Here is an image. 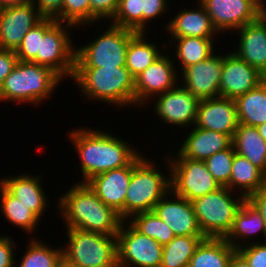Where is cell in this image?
Segmentation results:
<instances>
[{
  "mask_svg": "<svg viewBox=\"0 0 266 267\" xmlns=\"http://www.w3.org/2000/svg\"><path fill=\"white\" fill-rule=\"evenodd\" d=\"M69 135L80 158L82 183L98 174L128 166L140 154L126 140L104 130L80 126Z\"/></svg>",
  "mask_w": 266,
  "mask_h": 267,
  "instance_id": "cell-1",
  "label": "cell"
},
{
  "mask_svg": "<svg viewBox=\"0 0 266 267\" xmlns=\"http://www.w3.org/2000/svg\"><path fill=\"white\" fill-rule=\"evenodd\" d=\"M59 197L60 210L67 228L116 236L122 219L112 207L105 205L87 183H75Z\"/></svg>",
  "mask_w": 266,
  "mask_h": 267,
  "instance_id": "cell-2",
  "label": "cell"
},
{
  "mask_svg": "<svg viewBox=\"0 0 266 267\" xmlns=\"http://www.w3.org/2000/svg\"><path fill=\"white\" fill-rule=\"evenodd\" d=\"M90 100L117 107L135 106V78L125 67H74L71 78Z\"/></svg>",
  "mask_w": 266,
  "mask_h": 267,
  "instance_id": "cell-3",
  "label": "cell"
},
{
  "mask_svg": "<svg viewBox=\"0 0 266 267\" xmlns=\"http://www.w3.org/2000/svg\"><path fill=\"white\" fill-rule=\"evenodd\" d=\"M62 78L51 68L18 61L0 87V101L37 105L52 95Z\"/></svg>",
  "mask_w": 266,
  "mask_h": 267,
  "instance_id": "cell-4",
  "label": "cell"
},
{
  "mask_svg": "<svg viewBox=\"0 0 266 267\" xmlns=\"http://www.w3.org/2000/svg\"><path fill=\"white\" fill-rule=\"evenodd\" d=\"M142 155L134 159V169L124 202V221L141 212L153 211L171 190V176H165Z\"/></svg>",
  "mask_w": 266,
  "mask_h": 267,
  "instance_id": "cell-5",
  "label": "cell"
},
{
  "mask_svg": "<svg viewBox=\"0 0 266 267\" xmlns=\"http://www.w3.org/2000/svg\"><path fill=\"white\" fill-rule=\"evenodd\" d=\"M232 193L226 186H221L191 201L199 227L206 238H225L230 232L235 216L246 200L241 194L234 198Z\"/></svg>",
  "mask_w": 266,
  "mask_h": 267,
  "instance_id": "cell-6",
  "label": "cell"
},
{
  "mask_svg": "<svg viewBox=\"0 0 266 267\" xmlns=\"http://www.w3.org/2000/svg\"><path fill=\"white\" fill-rule=\"evenodd\" d=\"M68 244L62 255L78 267H118L116 236L66 228Z\"/></svg>",
  "mask_w": 266,
  "mask_h": 267,
  "instance_id": "cell-7",
  "label": "cell"
},
{
  "mask_svg": "<svg viewBox=\"0 0 266 267\" xmlns=\"http://www.w3.org/2000/svg\"><path fill=\"white\" fill-rule=\"evenodd\" d=\"M137 32L109 25L87 45L76 48L75 67H122L125 66L129 40Z\"/></svg>",
  "mask_w": 266,
  "mask_h": 267,
  "instance_id": "cell-8",
  "label": "cell"
},
{
  "mask_svg": "<svg viewBox=\"0 0 266 267\" xmlns=\"http://www.w3.org/2000/svg\"><path fill=\"white\" fill-rule=\"evenodd\" d=\"M172 157L167 156L166 164L170 169L171 191L176 195L193 201L221 187L204 161L184 158L179 152Z\"/></svg>",
  "mask_w": 266,
  "mask_h": 267,
  "instance_id": "cell-9",
  "label": "cell"
},
{
  "mask_svg": "<svg viewBox=\"0 0 266 267\" xmlns=\"http://www.w3.org/2000/svg\"><path fill=\"white\" fill-rule=\"evenodd\" d=\"M73 27L75 26L56 21L43 37H40L39 51L32 62L51 68L62 79L69 76L71 79L76 49L68 31Z\"/></svg>",
  "mask_w": 266,
  "mask_h": 267,
  "instance_id": "cell-10",
  "label": "cell"
},
{
  "mask_svg": "<svg viewBox=\"0 0 266 267\" xmlns=\"http://www.w3.org/2000/svg\"><path fill=\"white\" fill-rule=\"evenodd\" d=\"M124 222L116 235L118 267H160L163 246Z\"/></svg>",
  "mask_w": 266,
  "mask_h": 267,
  "instance_id": "cell-11",
  "label": "cell"
},
{
  "mask_svg": "<svg viewBox=\"0 0 266 267\" xmlns=\"http://www.w3.org/2000/svg\"><path fill=\"white\" fill-rule=\"evenodd\" d=\"M218 33L238 30L257 20L264 11L252 0H199Z\"/></svg>",
  "mask_w": 266,
  "mask_h": 267,
  "instance_id": "cell-12",
  "label": "cell"
},
{
  "mask_svg": "<svg viewBox=\"0 0 266 267\" xmlns=\"http://www.w3.org/2000/svg\"><path fill=\"white\" fill-rule=\"evenodd\" d=\"M165 54L167 53L164 51V54L135 78V106L144 105L154 95L152 99L179 84L174 62Z\"/></svg>",
  "mask_w": 266,
  "mask_h": 267,
  "instance_id": "cell-13",
  "label": "cell"
},
{
  "mask_svg": "<svg viewBox=\"0 0 266 267\" xmlns=\"http://www.w3.org/2000/svg\"><path fill=\"white\" fill-rule=\"evenodd\" d=\"M156 98L154 111L165 124L181 128L195 125L200 101L182 85H177L174 89L157 95Z\"/></svg>",
  "mask_w": 266,
  "mask_h": 267,
  "instance_id": "cell-14",
  "label": "cell"
},
{
  "mask_svg": "<svg viewBox=\"0 0 266 267\" xmlns=\"http://www.w3.org/2000/svg\"><path fill=\"white\" fill-rule=\"evenodd\" d=\"M266 76L233 51L223 55V69L219 85L220 97L236 99L259 86Z\"/></svg>",
  "mask_w": 266,
  "mask_h": 267,
  "instance_id": "cell-15",
  "label": "cell"
},
{
  "mask_svg": "<svg viewBox=\"0 0 266 267\" xmlns=\"http://www.w3.org/2000/svg\"><path fill=\"white\" fill-rule=\"evenodd\" d=\"M223 69V55L213 54L209 58L192 64L181 71L182 85L199 101L220 97L219 85Z\"/></svg>",
  "mask_w": 266,
  "mask_h": 267,
  "instance_id": "cell-16",
  "label": "cell"
},
{
  "mask_svg": "<svg viewBox=\"0 0 266 267\" xmlns=\"http://www.w3.org/2000/svg\"><path fill=\"white\" fill-rule=\"evenodd\" d=\"M153 211L172 229L175 236H204L192 202L171 190L155 205Z\"/></svg>",
  "mask_w": 266,
  "mask_h": 267,
  "instance_id": "cell-17",
  "label": "cell"
},
{
  "mask_svg": "<svg viewBox=\"0 0 266 267\" xmlns=\"http://www.w3.org/2000/svg\"><path fill=\"white\" fill-rule=\"evenodd\" d=\"M43 19L32 2L4 9L0 13V49L16 51L25 34Z\"/></svg>",
  "mask_w": 266,
  "mask_h": 267,
  "instance_id": "cell-18",
  "label": "cell"
},
{
  "mask_svg": "<svg viewBox=\"0 0 266 267\" xmlns=\"http://www.w3.org/2000/svg\"><path fill=\"white\" fill-rule=\"evenodd\" d=\"M238 125L234 99L216 97L199 102L195 127L226 134L233 139Z\"/></svg>",
  "mask_w": 266,
  "mask_h": 267,
  "instance_id": "cell-19",
  "label": "cell"
},
{
  "mask_svg": "<svg viewBox=\"0 0 266 267\" xmlns=\"http://www.w3.org/2000/svg\"><path fill=\"white\" fill-rule=\"evenodd\" d=\"M133 169L134 160L128 166L98 174L86 182L105 205L119 213L123 221L124 202Z\"/></svg>",
  "mask_w": 266,
  "mask_h": 267,
  "instance_id": "cell-20",
  "label": "cell"
},
{
  "mask_svg": "<svg viewBox=\"0 0 266 267\" xmlns=\"http://www.w3.org/2000/svg\"><path fill=\"white\" fill-rule=\"evenodd\" d=\"M238 31L239 47L233 53L266 76V12Z\"/></svg>",
  "mask_w": 266,
  "mask_h": 267,
  "instance_id": "cell-21",
  "label": "cell"
},
{
  "mask_svg": "<svg viewBox=\"0 0 266 267\" xmlns=\"http://www.w3.org/2000/svg\"><path fill=\"white\" fill-rule=\"evenodd\" d=\"M40 175L32 176L28 174H19L14 177H4L0 179V184L21 203L41 220L47 209L48 199L43 190L42 182L39 180Z\"/></svg>",
  "mask_w": 266,
  "mask_h": 267,
  "instance_id": "cell-22",
  "label": "cell"
},
{
  "mask_svg": "<svg viewBox=\"0 0 266 267\" xmlns=\"http://www.w3.org/2000/svg\"><path fill=\"white\" fill-rule=\"evenodd\" d=\"M197 9H182L167 23V33L171 38L198 37L214 38L218 32L214 28L211 17L204 5L198 0ZM214 36V37H213Z\"/></svg>",
  "mask_w": 266,
  "mask_h": 267,
  "instance_id": "cell-23",
  "label": "cell"
},
{
  "mask_svg": "<svg viewBox=\"0 0 266 267\" xmlns=\"http://www.w3.org/2000/svg\"><path fill=\"white\" fill-rule=\"evenodd\" d=\"M193 127L179 147L178 152L184 158L205 161L208 157L227 149L232 144V139L226 134Z\"/></svg>",
  "mask_w": 266,
  "mask_h": 267,
  "instance_id": "cell-24",
  "label": "cell"
},
{
  "mask_svg": "<svg viewBox=\"0 0 266 267\" xmlns=\"http://www.w3.org/2000/svg\"><path fill=\"white\" fill-rule=\"evenodd\" d=\"M256 233H261V236L263 234L266 242V225L264 219L258 210L246 199L235 216L230 232L224 239L233 248L238 250L246 245L244 244V240L247 243V239L251 236L254 237V235H257ZM242 241L243 243L241 244L240 242Z\"/></svg>",
  "mask_w": 266,
  "mask_h": 267,
  "instance_id": "cell-25",
  "label": "cell"
},
{
  "mask_svg": "<svg viewBox=\"0 0 266 267\" xmlns=\"http://www.w3.org/2000/svg\"><path fill=\"white\" fill-rule=\"evenodd\" d=\"M232 144L235 153L244 156L266 175V141L257 127L239 124Z\"/></svg>",
  "mask_w": 266,
  "mask_h": 267,
  "instance_id": "cell-26",
  "label": "cell"
},
{
  "mask_svg": "<svg viewBox=\"0 0 266 267\" xmlns=\"http://www.w3.org/2000/svg\"><path fill=\"white\" fill-rule=\"evenodd\" d=\"M265 185L266 175L244 156L235 153L229 184L226 187L233 192L237 188L243 190L240 194L247 199Z\"/></svg>",
  "mask_w": 266,
  "mask_h": 267,
  "instance_id": "cell-27",
  "label": "cell"
},
{
  "mask_svg": "<svg viewBox=\"0 0 266 267\" xmlns=\"http://www.w3.org/2000/svg\"><path fill=\"white\" fill-rule=\"evenodd\" d=\"M236 251L224 238H205L196 248L188 267H229Z\"/></svg>",
  "mask_w": 266,
  "mask_h": 267,
  "instance_id": "cell-28",
  "label": "cell"
},
{
  "mask_svg": "<svg viewBox=\"0 0 266 267\" xmlns=\"http://www.w3.org/2000/svg\"><path fill=\"white\" fill-rule=\"evenodd\" d=\"M239 124L259 126L266 123V80L235 99Z\"/></svg>",
  "mask_w": 266,
  "mask_h": 267,
  "instance_id": "cell-29",
  "label": "cell"
},
{
  "mask_svg": "<svg viewBox=\"0 0 266 267\" xmlns=\"http://www.w3.org/2000/svg\"><path fill=\"white\" fill-rule=\"evenodd\" d=\"M145 32H137L128 44L125 67L130 71L131 75L136 78L149 65L158 59L166 48L159 50L157 44L148 42Z\"/></svg>",
  "mask_w": 266,
  "mask_h": 267,
  "instance_id": "cell-30",
  "label": "cell"
},
{
  "mask_svg": "<svg viewBox=\"0 0 266 267\" xmlns=\"http://www.w3.org/2000/svg\"><path fill=\"white\" fill-rule=\"evenodd\" d=\"M214 38L177 37L168 41L174 43L175 55L181 71L192 64L199 63L214 54ZM176 40V41H175ZM177 44V45H176Z\"/></svg>",
  "mask_w": 266,
  "mask_h": 267,
  "instance_id": "cell-31",
  "label": "cell"
},
{
  "mask_svg": "<svg viewBox=\"0 0 266 267\" xmlns=\"http://www.w3.org/2000/svg\"><path fill=\"white\" fill-rule=\"evenodd\" d=\"M0 209L11 224L32 233L41 221L26 205L0 184Z\"/></svg>",
  "mask_w": 266,
  "mask_h": 267,
  "instance_id": "cell-32",
  "label": "cell"
},
{
  "mask_svg": "<svg viewBox=\"0 0 266 267\" xmlns=\"http://www.w3.org/2000/svg\"><path fill=\"white\" fill-rule=\"evenodd\" d=\"M205 236H175L163 246L160 267H188L196 248Z\"/></svg>",
  "mask_w": 266,
  "mask_h": 267,
  "instance_id": "cell-33",
  "label": "cell"
},
{
  "mask_svg": "<svg viewBox=\"0 0 266 267\" xmlns=\"http://www.w3.org/2000/svg\"><path fill=\"white\" fill-rule=\"evenodd\" d=\"M129 223L141 234L155 239L164 246L174 237L172 229L154 212H141L133 215Z\"/></svg>",
  "mask_w": 266,
  "mask_h": 267,
  "instance_id": "cell-34",
  "label": "cell"
},
{
  "mask_svg": "<svg viewBox=\"0 0 266 267\" xmlns=\"http://www.w3.org/2000/svg\"><path fill=\"white\" fill-rule=\"evenodd\" d=\"M28 245L26 253L17 265L19 267H55L62 256V247L55 249L38 239L31 238Z\"/></svg>",
  "mask_w": 266,
  "mask_h": 267,
  "instance_id": "cell-35",
  "label": "cell"
},
{
  "mask_svg": "<svg viewBox=\"0 0 266 267\" xmlns=\"http://www.w3.org/2000/svg\"><path fill=\"white\" fill-rule=\"evenodd\" d=\"M56 22L54 19H43L34 28L30 29L17 50L15 51L18 61L32 62L39 51L40 37Z\"/></svg>",
  "mask_w": 266,
  "mask_h": 267,
  "instance_id": "cell-36",
  "label": "cell"
},
{
  "mask_svg": "<svg viewBox=\"0 0 266 267\" xmlns=\"http://www.w3.org/2000/svg\"><path fill=\"white\" fill-rule=\"evenodd\" d=\"M111 24L142 32L141 0H119L118 9Z\"/></svg>",
  "mask_w": 266,
  "mask_h": 267,
  "instance_id": "cell-37",
  "label": "cell"
},
{
  "mask_svg": "<svg viewBox=\"0 0 266 267\" xmlns=\"http://www.w3.org/2000/svg\"><path fill=\"white\" fill-rule=\"evenodd\" d=\"M234 154L235 150L231 144L227 149L215 153L204 161L209 172L220 186L229 184Z\"/></svg>",
  "mask_w": 266,
  "mask_h": 267,
  "instance_id": "cell-38",
  "label": "cell"
},
{
  "mask_svg": "<svg viewBox=\"0 0 266 267\" xmlns=\"http://www.w3.org/2000/svg\"><path fill=\"white\" fill-rule=\"evenodd\" d=\"M61 22L79 28V25H91L90 0H63Z\"/></svg>",
  "mask_w": 266,
  "mask_h": 267,
  "instance_id": "cell-39",
  "label": "cell"
},
{
  "mask_svg": "<svg viewBox=\"0 0 266 267\" xmlns=\"http://www.w3.org/2000/svg\"><path fill=\"white\" fill-rule=\"evenodd\" d=\"M248 262L249 267H266V242H251L237 250Z\"/></svg>",
  "mask_w": 266,
  "mask_h": 267,
  "instance_id": "cell-40",
  "label": "cell"
},
{
  "mask_svg": "<svg viewBox=\"0 0 266 267\" xmlns=\"http://www.w3.org/2000/svg\"><path fill=\"white\" fill-rule=\"evenodd\" d=\"M119 0H90L91 6V23L97 20L114 18L118 9Z\"/></svg>",
  "mask_w": 266,
  "mask_h": 267,
  "instance_id": "cell-41",
  "label": "cell"
},
{
  "mask_svg": "<svg viewBox=\"0 0 266 267\" xmlns=\"http://www.w3.org/2000/svg\"><path fill=\"white\" fill-rule=\"evenodd\" d=\"M168 0H141L142 10V32L147 33L146 25L149 20L162 16L168 9Z\"/></svg>",
  "mask_w": 266,
  "mask_h": 267,
  "instance_id": "cell-42",
  "label": "cell"
},
{
  "mask_svg": "<svg viewBox=\"0 0 266 267\" xmlns=\"http://www.w3.org/2000/svg\"><path fill=\"white\" fill-rule=\"evenodd\" d=\"M44 19H54L61 22L63 0H32Z\"/></svg>",
  "mask_w": 266,
  "mask_h": 267,
  "instance_id": "cell-43",
  "label": "cell"
},
{
  "mask_svg": "<svg viewBox=\"0 0 266 267\" xmlns=\"http://www.w3.org/2000/svg\"><path fill=\"white\" fill-rule=\"evenodd\" d=\"M15 242L11 236H0V267H14L16 259L14 257Z\"/></svg>",
  "mask_w": 266,
  "mask_h": 267,
  "instance_id": "cell-44",
  "label": "cell"
},
{
  "mask_svg": "<svg viewBox=\"0 0 266 267\" xmlns=\"http://www.w3.org/2000/svg\"><path fill=\"white\" fill-rule=\"evenodd\" d=\"M17 62L18 58L15 51L0 49V87L5 78L12 72Z\"/></svg>",
  "mask_w": 266,
  "mask_h": 267,
  "instance_id": "cell-45",
  "label": "cell"
},
{
  "mask_svg": "<svg viewBox=\"0 0 266 267\" xmlns=\"http://www.w3.org/2000/svg\"><path fill=\"white\" fill-rule=\"evenodd\" d=\"M247 200L258 210L266 225V185L251 194Z\"/></svg>",
  "mask_w": 266,
  "mask_h": 267,
  "instance_id": "cell-46",
  "label": "cell"
},
{
  "mask_svg": "<svg viewBox=\"0 0 266 267\" xmlns=\"http://www.w3.org/2000/svg\"><path fill=\"white\" fill-rule=\"evenodd\" d=\"M229 267H249V264L246 259L238 251H236L231 256Z\"/></svg>",
  "mask_w": 266,
  "mask_h": 267,
  "instance_id": "cell-47",
  "label": "cell"
},
{
  "mask_svg": "<svg viewBox=\"0 0 266 267\" xmlns=\"http://www.w3.org/2000/svg\"><path fill=\"white\" fill-rule=\"evenodd\" d=\"M32 0H0L2 10L14 7H20L31 3Z\"/></svg>",
  "mask_w": 266,
  "mask_h": 267,
  "instance_id": "cell-48",
  "label": "cell"
},
{
  "mask_svg": "<svg viewBox=\"0 0 266 267\" xmlns=\"http://www.w3.org/2000/svg\"><path fill=\"white\" fill-rule=\"evenodd\" d=\"M55 267H78L76 264H73L69 260H67L63 255L57 261Z\"/></svg>",
  "mask_w": 266,
  "mask_h": 267,
  "instance_id": "cell-49",
  "label": "cell"
},
{
  "mask_svg": "<svg viewBox=\"0 0 266 267\" xmlns=\"http://www.w3.org/2000/svg\"><path fill=\"white\" fill-rule=\"evenodd\" d=\"M260 136L266 141V123L257 126Z\"/></svg>",
  "mask_w": 266,
  "mask_h": 267,
  "instance_id": "cell-50",
  "label": "cell"
},
{
  "mask_svg": "<svg viewBox=\"0 0 266 267\" xmlns=\"http://www.w3.org/2000/svg\"><path fill=\"white\" fill-rule=\"evenodd\" d=\"M254 1L264 12H266V6L263 2V0H252Z\"/></svg>",
  "mask_w": 266,
  "mask_h": 267,
  "instance_id": "cell-51",
  "label": "cell"
}]
</instances>
